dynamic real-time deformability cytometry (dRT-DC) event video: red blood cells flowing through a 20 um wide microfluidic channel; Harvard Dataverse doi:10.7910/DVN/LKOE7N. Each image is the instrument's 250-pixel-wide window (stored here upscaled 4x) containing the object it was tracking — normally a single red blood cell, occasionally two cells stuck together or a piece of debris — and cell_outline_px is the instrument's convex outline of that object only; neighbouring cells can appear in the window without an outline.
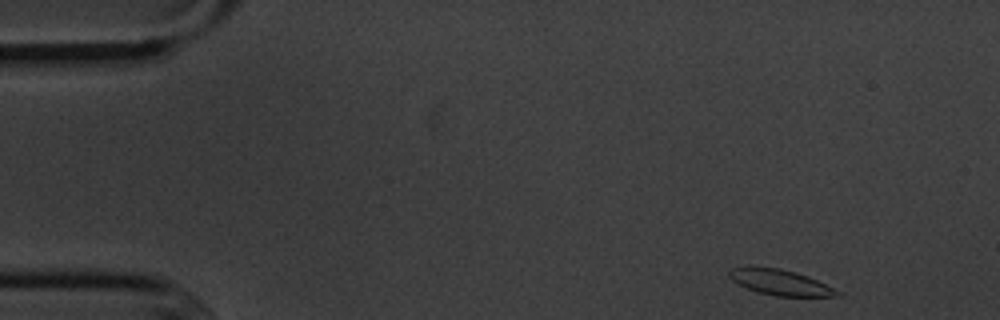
{"species": "common noctule bat (a hibernating species)", "species_latin": "Nyctalus noctula", "temperature_condition": "cold", "stored_images_in_passage": 51, "camera_frame_rate_fps": 3000, "um_per_image_px": 0.085, "animal": {"sex": "male", "body_mass_g": 20.1, "forearm_length_mm": 53.5}, "frame": {"image": 1, "passage_image": 1, "time_ms": 0.0, "image_size_px": [1000, 320], "cell_outline_px": [[840, 296], [776, 296], [760, 292], [736, 284], [728, 276], [728, 272], [732, 268], [748, 264], [752, 264], [780, 268], [796, 272], [808, 276], [840, 292]], "centroid_in_image_um": [66.21, 23.95], "position_along_channel_um": 18.8, "area_um2": 16.36}}
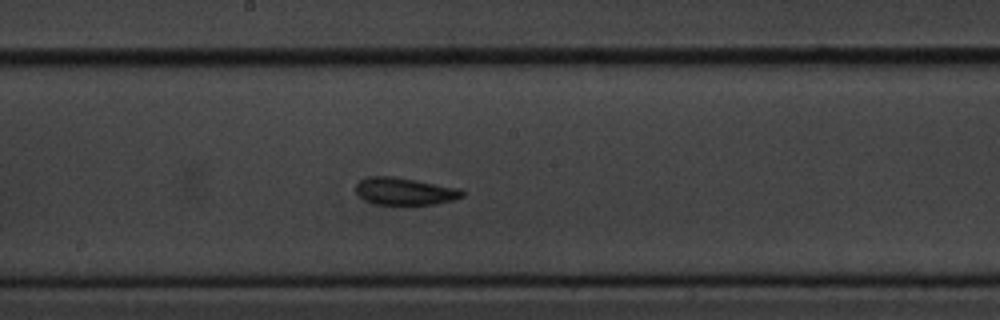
{"frame": {"image": 2, "passage_image": 25, "time_ms": 8.0, "image_size_px": [1000, 320], "cell_outline_px": [[464, 196], [452, 200], [412, 208], [400, 208], [372, 204], [364, 200], [356, 192], [356, 184], [360, 180], [368, 176], [392, 176], [416, 180], [460, 188], [464, 192]], "centroid_in_image_um": [34.37, 16.32], "position_along_channel_um": 213.8, "area_um2": 17.92}}
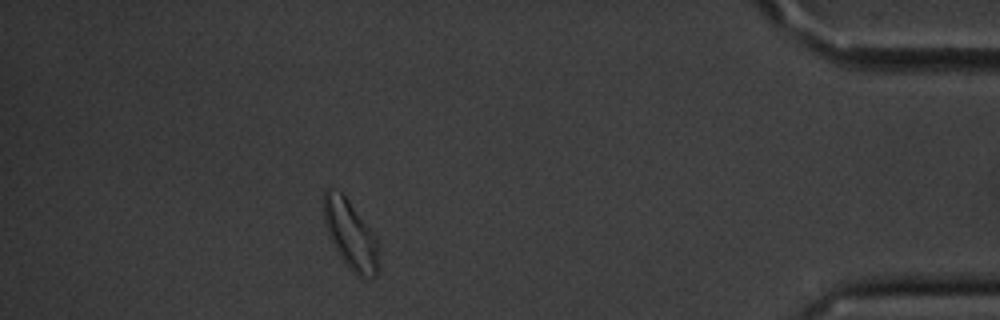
{"frame": {"image": 3, "passage_image": 45, "time_ms": 14.667, "image_size_px": [1000, 320], "cell_outline_px": [[376, 276], [356, 276], [344, 264], [328, 232], [324, 220], [324, 192], [328, 188], [340, 192], [348, 200], [368, 228], [376, 240]], "centroid_in_image_um": [29.74, 19.95], "position_along_channel_um": 405.5, "area_um2": 20.75}, "authors_computed_cell_mechanics": {"area_um2": 17.2244, "velocity_mm_per_s": 3.5795, "shape_relaxation_time_tau1_ms": 1.7263, "shape_relaxation_time_tau2_ms": 2.8913, "deformation_change_tau1": 0.1161, "deformation_change_tau2": 0.1218}}